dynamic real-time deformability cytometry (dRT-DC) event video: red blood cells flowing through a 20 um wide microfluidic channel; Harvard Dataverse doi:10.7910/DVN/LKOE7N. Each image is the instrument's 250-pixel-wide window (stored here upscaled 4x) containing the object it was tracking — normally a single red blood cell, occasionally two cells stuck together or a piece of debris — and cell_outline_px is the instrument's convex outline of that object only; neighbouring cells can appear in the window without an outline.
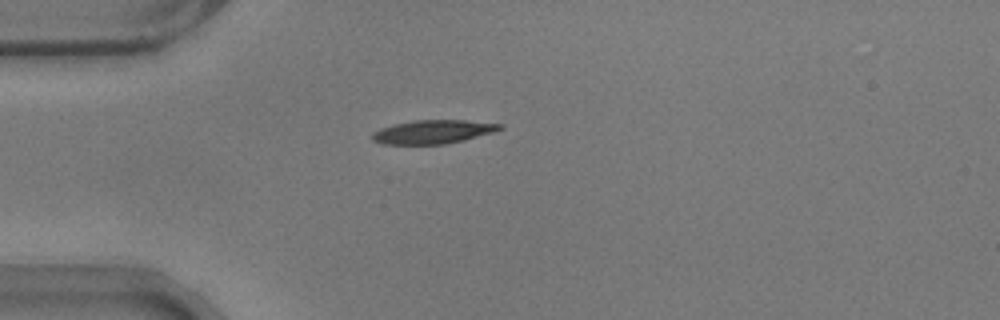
{"species": "common noctule bat (a hibernating species)", "species_latin": "Nyctalus noctula", "temperature_condition": "warm", "stored_images_in_passage": 43, "camera_frame_rate_fps": 3000, "um_per_image_px": 0.085, "animal": {"sex": "male", "body_mass_g": 17.9}, "frame": {"image": 1, "passage_image": 1, "time_ms": 0.0, "image_size_px": [1000, 320], "cell_outline_px": [[504, 128], [492, 132], [464, 140], [444, 144], [380, 144], [372, 140], [372, 132], [380, 128], [396, 124], [416, 120], [464, 120], [504, 124]], "centroid_in_image_um": [36.8, 11.2], "position_along_channel_um": 48.2, "area_um2": 17.51}}
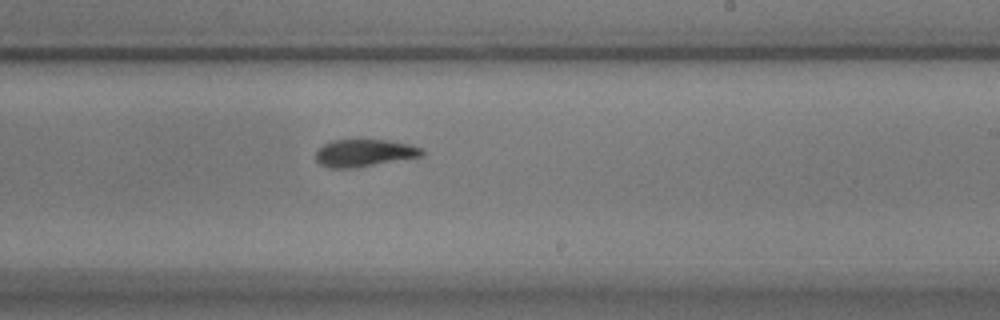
{"frame": {"image": 2, "passage_image": 20, "time_ms": 6.333, "image_size_px": [1000, 320], "cell_outline_px": [[424, 152], [420, 156], [356, 168], [328, 168], [320, 164], [316, 160], [316, 152], [324, 144], [332, 140], [388, 140], [408, 144], [424, 148]], "centroid_in_image_um": [30.95, 13.01], "position_along_channel_um": 258.1, "area_um2": 16.82}}
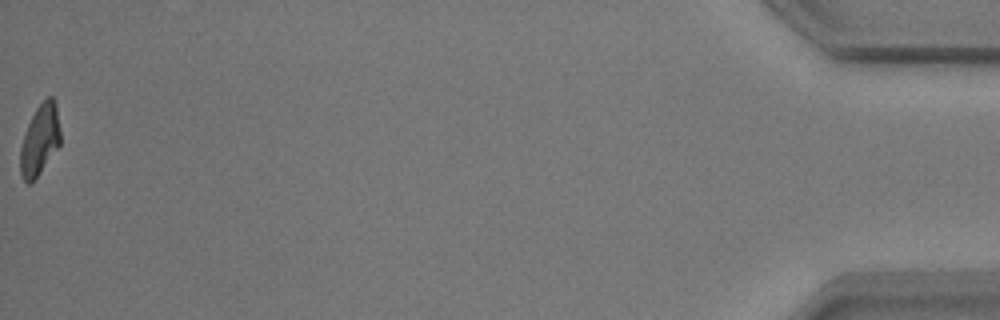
{"frame": {"image": 3, "passage_image": 43, "time_ms": 14.0, "image_size_px": [1000, 320], "cell_outline_px": [[60, 144], [36, 176], [28, 184], [24, 180], [20, 172], [20, 148], [28, 124], [36, 108], [48, 96], [52, 96], [56, 104], [60, 132]], "centroid_in_image_um": [3.38, 11.85], "position_along_channel_um": 431.8, "area_um2": 16.01}, "authors_computed_cell_mechanics": {"area_um2": 17.4556, "velocity_mm_per_s": 3.5318, "shape_relaxation_time_tau1_ms": 2.2727, "shape_relaxation_time_tau2_ms": 2.7618, "deformation_change_tau1": 0.1702, "deformation_change_tau2": 0.1155}}